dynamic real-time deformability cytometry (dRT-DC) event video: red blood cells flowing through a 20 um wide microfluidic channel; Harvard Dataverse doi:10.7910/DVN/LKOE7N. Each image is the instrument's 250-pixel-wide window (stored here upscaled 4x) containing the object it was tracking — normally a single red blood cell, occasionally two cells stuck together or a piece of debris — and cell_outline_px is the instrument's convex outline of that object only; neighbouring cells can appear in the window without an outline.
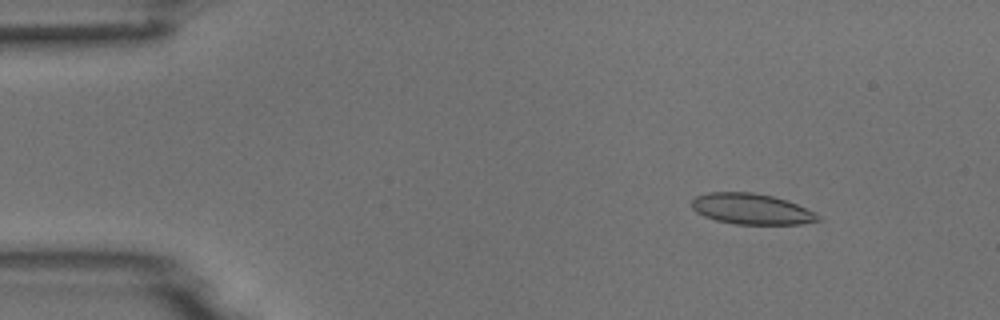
{"species": "common noctule bat (a hibernating species)", "species_latin": "Nyctalus noctula", "temperature_condition": "room temperature", "stored_images_in_passage": 6, "camera_frame_rate_fps": 3000, "um_per_image_px": 0.085, "animal": {"sex": "male", "body_mass_g": 18.8}, "frame": {"image": 1, "passage_image": 1, "time_ms": 0.0, "image_size_px": [1000, 320], "cell_outline_px": [[824, 220], [800, 224], [736, 224], [716, 220], [704, 216], [696, 212], [692, 208], [692, 200], [696, 196], [708, 192], [752, 192], [772, 196], [788, 200], [820, 216]], "centroid_in_image_um": [63.87, 17.76], "position_along_channel_um": 21.1, "area_um2": 22.6}}
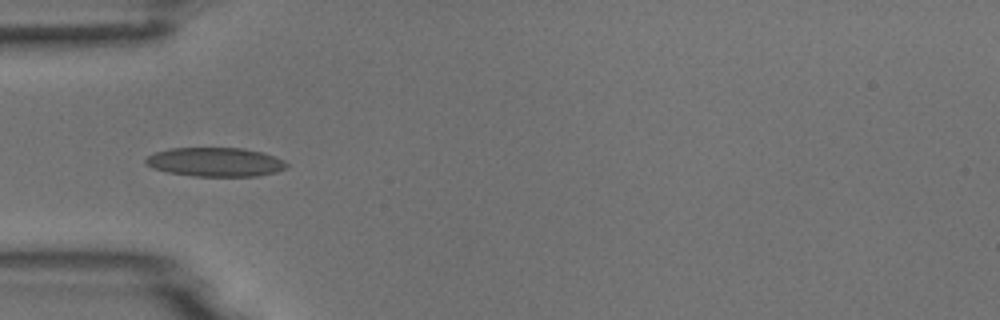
{"frame": {"image": 2, "passage_image": 3, "time_ms": 3.333, "image_size_px": [1000, 320], "cell_outline_px": [[288, 168], [276, 172], [256, 176], [196, 176], [168, 172], [152, 168], [144, 164], [144, 160], [148, 156], [156, 152], [172, 148], [244, 148], [264, 152], [284, 160], [288, 164]], "centroid_in_image_um": [18.33, 13.77], "position_along_channel_um": 66.7, "area_um2": 23.93}}